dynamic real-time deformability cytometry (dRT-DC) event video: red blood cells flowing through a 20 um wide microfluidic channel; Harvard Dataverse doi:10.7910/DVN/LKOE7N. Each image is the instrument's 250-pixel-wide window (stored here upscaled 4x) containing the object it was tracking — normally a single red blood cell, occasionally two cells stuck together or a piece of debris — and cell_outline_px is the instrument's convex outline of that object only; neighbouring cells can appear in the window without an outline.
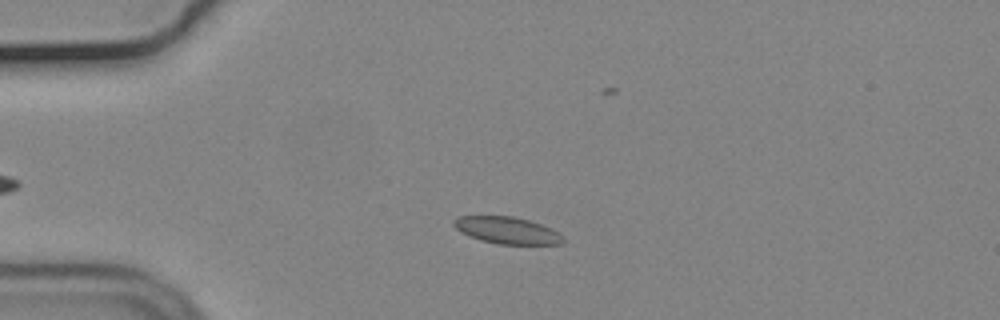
{"species": "common noctule bat (a hibernating species)", "species_latin": "Nyctalus noctula", "temperature_condition": "cold", "stored_images_in_passage": 34, "camera_frame_rate_fps": 3000, "um_per_image_px": 0.085, "animal": {"sex": "male", "body_mass_g": 19.2, "forearm_length_mm": 51.8}, "frame": {"image": 1, "passage_image": 3, "time_ms": 0.667, "image_size_px": [1000, 320], "cell_outline_px": [[564, 240], [560, 244], [496, 244], [480, 240], [460, 232], [452, 224], [452, 220], [460, 216], [512, 216], [528, 220], [552, 228], [564, 236]], "centroid_in_image_um": [43.09, 19.58], "position_along_channel_um": 41.9, "area_um2": 17.17}}
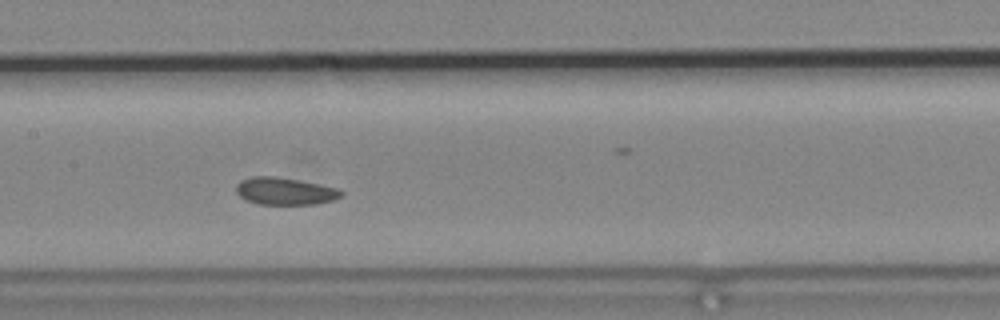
{"frame": {"image": 2, "passage_image": 17, "time_ms": 5.333, "image_size_px": [1000, 320], "cell_outline_px": [[344, 196], [332, 200], [316, 204], [256, 204], [244, 200], [236, 192], [236, 184], [240, 180], [252, 176], [276, 176], [300, 180], [336, 188], [344, 192]], "centroid_in_image_um": [24.19, 16.25], "position_along_channel_um": 183.2, "area_um2": 16.88}}
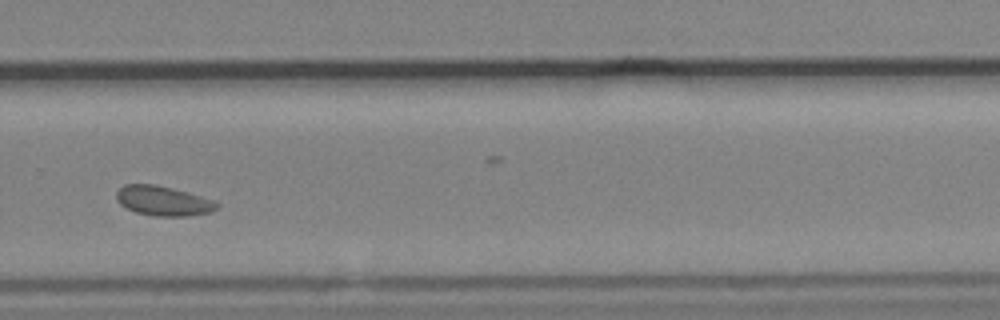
{"frame": {"image": 3, "passage_image": 28, "time_ms": 9.0, "image_size_px": [1000, 320], "cell_outline_px": [[220, 204], [212, 212], [184, 216], [152, 216], [136, 212], [120, 204], [116, 200], [116, 192], [124, 184], [156, 184], [172, 188], [200, 196]], "centroid_in_image_um": [13.83, 17.07], "position_along_channel_um": 316.0, "area_um2": 17.22}}